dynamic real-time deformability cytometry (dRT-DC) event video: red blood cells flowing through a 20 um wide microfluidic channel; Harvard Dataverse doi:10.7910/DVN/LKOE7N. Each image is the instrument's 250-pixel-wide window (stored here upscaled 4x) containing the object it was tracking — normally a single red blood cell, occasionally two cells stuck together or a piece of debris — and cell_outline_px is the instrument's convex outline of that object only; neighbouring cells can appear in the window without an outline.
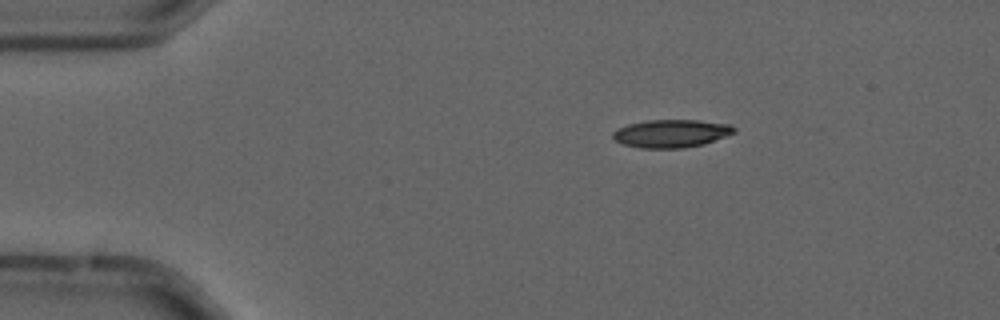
{"species": "common noctule bat (a hibernating species)", "species_latin": "Nyctalus noctula", "temperature_condition": "cold", "stored_images_in_passage": 6, "camera_frame_rate_fps": 3000, "um_per_image_px": 0.085, "animal": {"sex": "male", "forearm_length_mm": 52.5}, "frame": {"image": 1, "passage_image": 2, "time_ms": 0.333, "image_size_px": [1000, 320], "cell_outline_px": [[736, 132], [704, 144], [684, 148], [640, 148], [624, 144], [616, 140], [612, 136], [612, 132], [628, 124], [648, 120], [700, 120], [728, 124], [736, 128]], "centroid_in_image_um": [57.08, 11.34], "position_along_channel_um": 27.9, "area_um2": 19.65}}
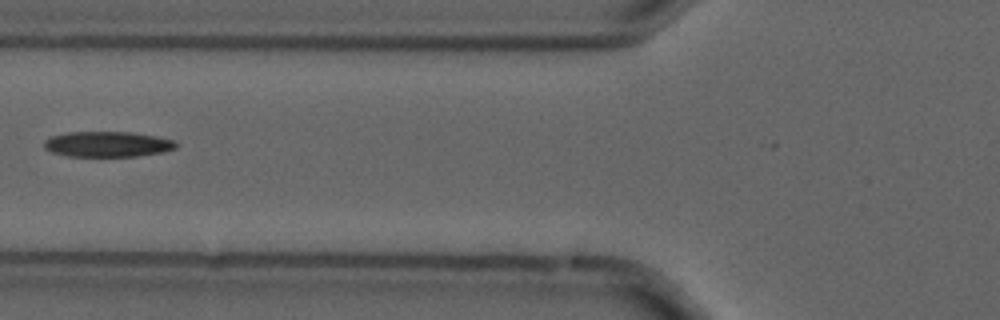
{"frame": {"image": 2, "passage_image": 5, "time_ms": 1.333, "image_size_px": [1000, 320], "cell_outline_px": [[176, 148], [164, 152], [136, 156], [68, 156], [52, 152], [44, 148], [44, 140], [52, 136], [68, 132], [128, 132], [156, 136], [176, 140]], "centroid_in_image_um": [9.15, 12.25], "position_along_channel_um": 116.7, "area_um2": 19.54}}
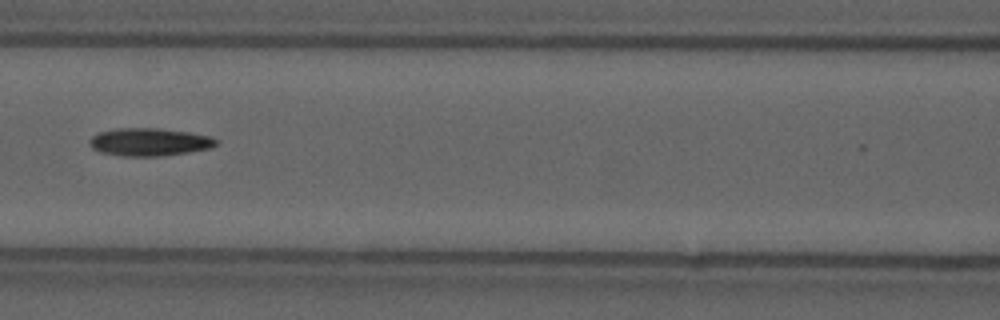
{"frame": {"image": 3, "passage_image": 6, "time_ms": 1.667, "image_size_px": [1000, 320], "cell_outline_px": [[220, 144], [212, 148], [164, 156], [120, 156], [100, 152], [92, 148], [88, 144], [88, 140], [92, 136], [100, 132], [116, 128], [160, 128], [188, 132], [212, 136], [220, 140]], "centroid_in_image_um": [12.74, 12.07], "position_along_channel_um": 153.9, "area_um2": 20.92}}